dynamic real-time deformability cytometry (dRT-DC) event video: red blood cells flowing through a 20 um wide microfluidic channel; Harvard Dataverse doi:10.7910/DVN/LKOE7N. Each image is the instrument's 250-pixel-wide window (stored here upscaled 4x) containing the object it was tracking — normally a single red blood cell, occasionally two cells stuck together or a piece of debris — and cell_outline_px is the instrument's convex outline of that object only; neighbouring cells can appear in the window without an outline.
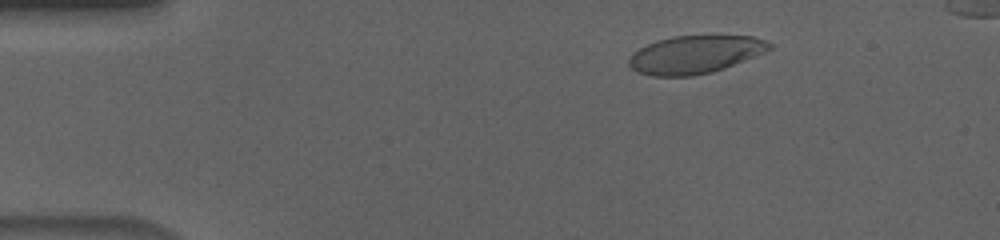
{"species": "human", "species_latin": "Homo sapiens", "temperature_condition": "cold", "stored_images_in_passage": 54, "camera_frame_rate_fps": 3000, "um_per_image_px": 0.085, "donor": {"sex": "male"}, "frame": {"image": 1, "passage_image": 7, "time_ms": 2.0, "image_size_px": [1000, 240], "cell_outline_px": [[772, 48], [764, 52], [724, 68], [712, 72], [692, 76], [652, 76], [636, 72], [628, 64], [628, 60], [640, 48], [656, 40], [672, 36], [752, 36], [764, 40], [772, 44]], "centroid_in_image_um": [59.06, 4.64], "position_along_channel_um": 25.9, "area_um2": 30.75}}
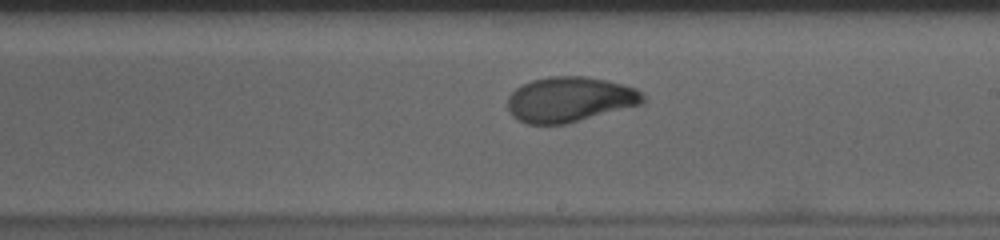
{"frame": {"image": 2, "passage_image": 31, "time_ms": 10.0, "image_size_px": [1000, 240], "cell_outline_px": [[648, 100], [644, 104], [564, 124], [528, 124], [512, 116], [508, 112], [508, 96], [520, 84], [532, 80], [548, 76], [584, 76], [604, 80], [636, 88]], "centroid_in_image_um": [48.42, 8.45], "position_along_channel_um": 240.6, "area_um2": 35.72}}
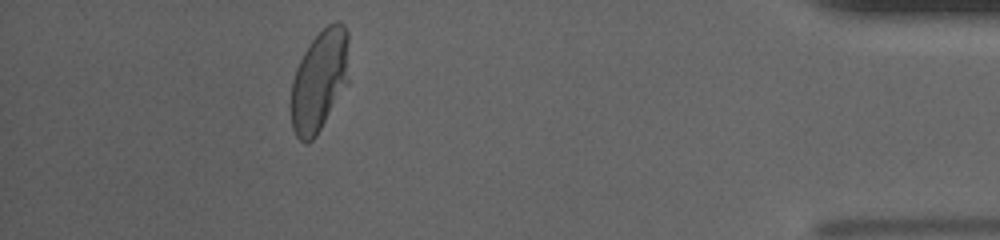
{"frame": {"image": 3, "passage_image": 49, "time_ms": 16.0, "image_size_px": [1000, 240], "cell_outline_px": [[348, 84], [316, 136], [308, 144], [304, 144], [296, 136], [292, 128], [288, 104], [292, 80], [296, 68], [308, 44], [328, 24], [336, 20], [340, 20], [344, 24], [348, 32]], "centroid_in_image_um": [27.12, 6.88], "position_along_channel_um": 408.1, "area_um2": 35.08}, "authors_computed_cell_mechanics": {"area_um2": 35.0846, "velocity_mm_per_s": 3.6313, "shape_relaxation_time_tau1_ms": 4.2844, "shape_relaxation_time_tau2_ms": 0.7841, "deformation_change_tau1": 0.1718, "deformation_change_tau2": 0.0447}}